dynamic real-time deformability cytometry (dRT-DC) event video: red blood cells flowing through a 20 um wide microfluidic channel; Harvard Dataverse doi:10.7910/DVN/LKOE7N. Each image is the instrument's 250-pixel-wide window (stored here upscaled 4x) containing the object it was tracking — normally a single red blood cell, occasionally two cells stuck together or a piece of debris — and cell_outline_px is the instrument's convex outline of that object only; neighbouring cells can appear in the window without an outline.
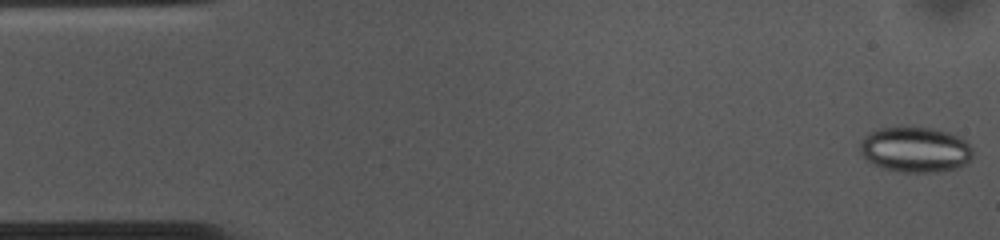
{"species": "common noctule bat (a hibernating species)", "species_latin": "Nyctalus noctula", "temperature_condition": "cold", "stored_images_in_passage": 53, "camera_frame_rate_fps": 3000, "um_per_image_px": 0.085, "animal": {"sex": "female", "body_mass_g": 10.0, "forearm_length_mm": 53.1}, "frame": {"image": 1, "passage_image": 1, "time_ms": 0.0, "image_size_px": [1000, 240], "cell_outline_px": [[972, 156], [968, 164], [956, 168], [936, 172], [900, 172], [884, 168], [872, 164], [860, 152], [860, 140], [868, 132], [880, 128], [932, 128], [948, 132], [960, 136], [972, 148]], "centroid_in_image_um": [77.8, 12.72], "position_along_channel_um": 7.2, "area_um2": 29.88}}
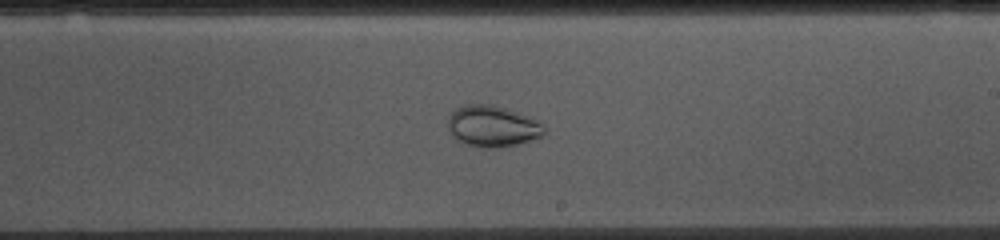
{"frame": {"image": 2, "passage_image": 30, "time_ms": 9.667, "image_size_px": [1000, 240], "cell_outline_px": [[544, 132], [540, 136], [516, 144], [488, 148], [468, 144], [452, 136], [448, 128], [448, 116], [456, 108], [464, 104], [484, 104], [532, 116], [540, 120], [544, 128]], "centroid_in_image_um": [41.84, 10.71], "position_along_channel_um": 247.2, "area_um2": 22.6}}
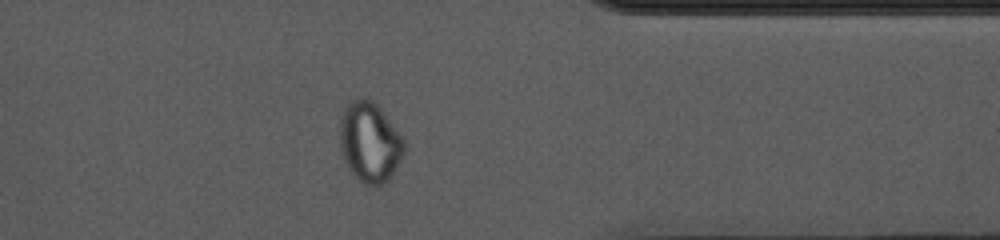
{"frame": {"image": 3, "passage_image": 42, "time_ms": 13.667, "image_size_px": [1000, 240], "cell_outline_px": [[404, 152], [388, 180], [384, 184], [364, 184], [348, 168], [344, 160], [340, 148], [340, 120], [344, 108], [348, 100], [356, 96], [360, 96], [372, 100], [384, 112], [404, 140]], "centroid_in_image_um": [31.39, 12.02], "position_along_channel_um": 380.0, "area_um2": 29.94}, "authors_computed_cell_mechanics": {"area_um2": 28.5532, "velocity_mm_per_s": 3.6614, "shape_relaxation_time_tau1_ms": 9.2553, "shape_relaxation_time_tau2_ms": 0.9578, "deformation_change_tau1": 0.1244, "deformation_change_tau2": 0.0325}}